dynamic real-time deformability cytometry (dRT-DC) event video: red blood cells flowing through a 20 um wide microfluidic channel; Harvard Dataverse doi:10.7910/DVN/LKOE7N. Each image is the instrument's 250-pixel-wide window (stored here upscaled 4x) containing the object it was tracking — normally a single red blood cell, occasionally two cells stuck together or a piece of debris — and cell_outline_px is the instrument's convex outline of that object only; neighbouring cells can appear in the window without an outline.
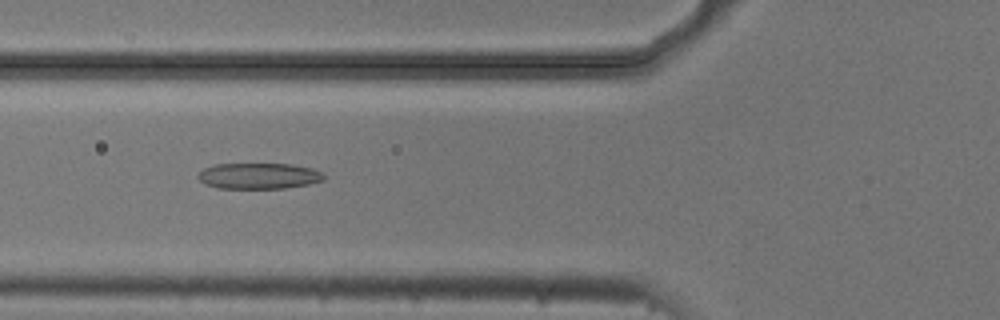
{"species": "common noctule bat (a hibernating species)", "species_latin": "Nyctalus noctula", "temperature_condition": "cold", "stored_images_in_passage": 6, "camera_frame_rate_fps": 3000, "um_per_image_px": 0.085, "animal": {"sex": "male", "body_mass_g": 20.5, "forearm_length_mm": 52.5}, "frame": {"image": 1, "passage_image": 5, "time_ms": 1.333, "image_size_px": [1000, 320], "cell_outline_px": [[324, 180], [308, 184], [284, 188], [216, 188], [204, 184], [196, 176], [204, 168], [216, 164], [292, 164], [312, 168], [324, 172]], "centroid_in_image_um": [22.0, 14.95], "position_along_channel_um": 103.8, "area_um2": 19.07}}
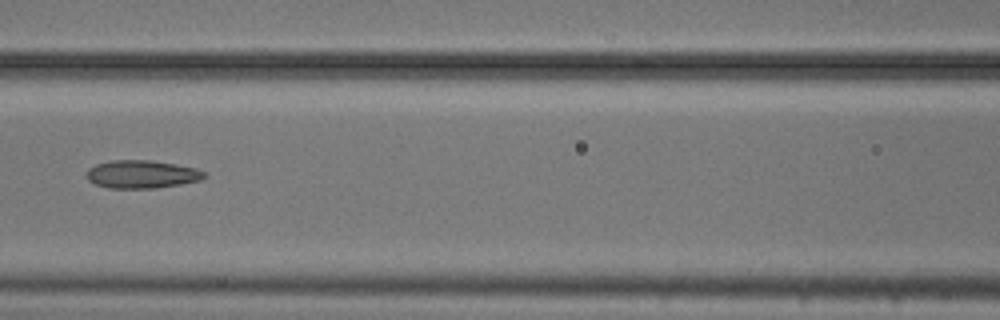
{"frame": {"image": 2, "passage_image": 6, "time_ms": 1.667, "image_size_px": [1000, 320], "cell_outline_px": [[208, 176], [200, 180], [180, 184], [156, 188], [108, 188], [96, 184], [88, 180], [88, 168], [96, 164], [112, 160], [148, 160], [176, 164], [196, 168], [204, 172]], "centroid_in_image_um": [12.07, 14.81], "position_along_channel_um": 154.5, "area_um2": 19.13}}